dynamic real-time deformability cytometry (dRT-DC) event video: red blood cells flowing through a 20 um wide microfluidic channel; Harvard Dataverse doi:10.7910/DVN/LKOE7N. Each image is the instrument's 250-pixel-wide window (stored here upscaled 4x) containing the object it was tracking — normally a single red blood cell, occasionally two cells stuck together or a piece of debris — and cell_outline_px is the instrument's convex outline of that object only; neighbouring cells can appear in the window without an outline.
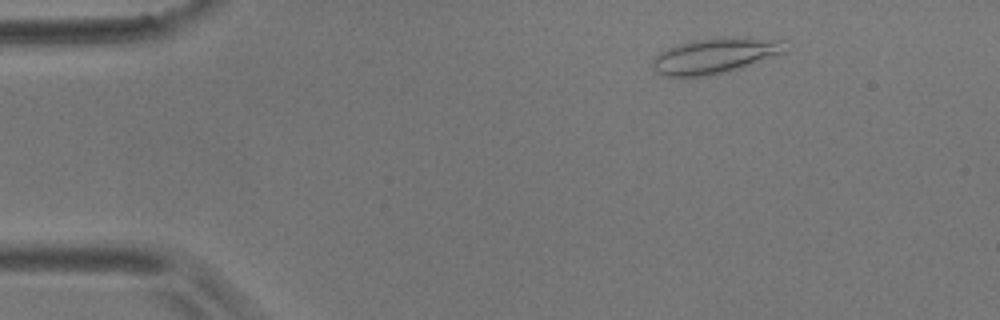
{"species": "common noctule bat (a hibernating species)", "species_latin": "Nyctalus noctula", "temperature_condition": "room temperature", "stored_images_in_passage": 55, "camera_frame_rate_fps": 3000, "um_per_image_px": 0.085, "animal": {"sex": "male", "body_mass_g": 17.9}, "frame": {"image": 1, "passage_image": 7, "time_ms": 2.0, "image_size_px": [1000, 320], "cell_outline_px": [[784, 52], [724, 72], [704, 76], [664, 76], [656, 72], [652, 68], [652, 60], [660, 52], [668, 48], [680, 44], [700, 40], [784, 40]], "centroid_in_image_um": [60.62, 4.8], "position_along_channel_um": 24.4, "area_um2": 25.37}}
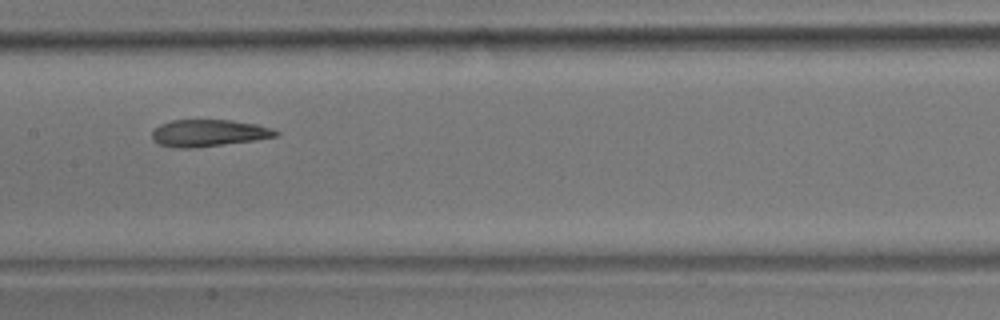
{"frame": {"image": 2, "passage_image": 27, "time_ms": 8.667, "image_size_px": [1000, 320], "cell_outline_px": [[280, 132], [276, 136], [256, 140], [192, 148], [176, 148], [160, 144], [152, 140], [152, 132], [160, 124], [172, 120], [232, 120], [256, 124], [272, 128]], "centroid_in_image_um": [17.73, 11.3], "position_along_channel_um": 189.7, "area_um2": 19.36}}
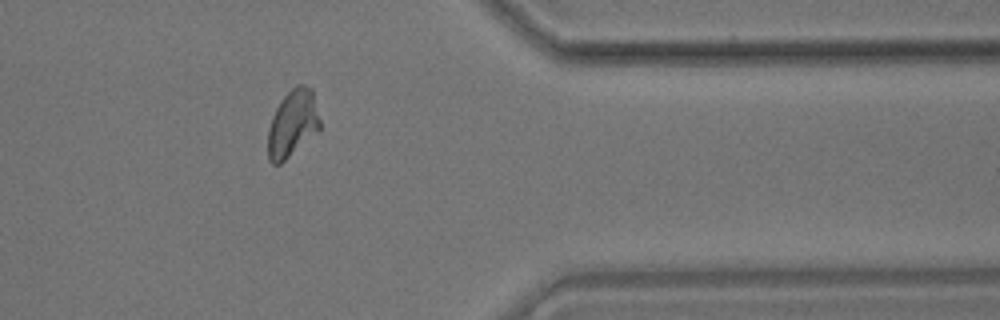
{"frame": {"image": 3, "passage_image": 45, "time_ms": 14.667, "image_size_px": [1000, 320], "cell_outline_px": [[320, 128], [280, 164], [272, 164], [268, 160], [268, 128], [272, 116], [280, 100], [296, 84], [304, 84], [312, 88], [320, 120]], "centroid_in_image_um": [24.85, 10.46], "position_along_channel_um": 386.5, "area_um2": 20.11}, "authors_computed_cell_mechanics": {"area_um2": 20.7502, "velocity_mm_per_s": 3.5439, "shape_relaxation_time_tau1_ms": 9.5092, "shape_relaxation_time_tau2_ms": 2.1302, "deformation_change_tau1": 0.2431, "deformation_change_tau2": 0.0919}}